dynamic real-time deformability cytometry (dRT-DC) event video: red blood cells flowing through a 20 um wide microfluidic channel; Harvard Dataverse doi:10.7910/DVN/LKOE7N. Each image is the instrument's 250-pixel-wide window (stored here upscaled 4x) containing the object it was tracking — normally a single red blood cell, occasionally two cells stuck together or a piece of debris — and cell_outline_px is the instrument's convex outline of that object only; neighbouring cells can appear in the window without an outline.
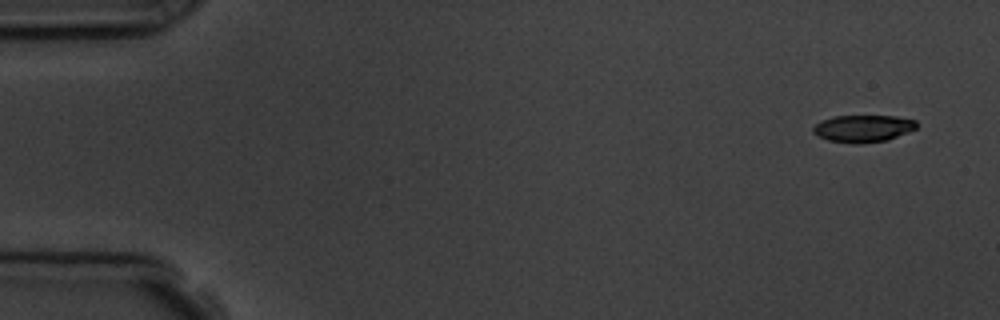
{"species": "common noctule bat (a hibernating species)", "species_latin": "Nyctalus noctula", "temperature_condition": "room temperature", "stored_images_in_passage": 8, "camera_frame_rate_fps": 3000, "um_per_image_px": 0.085, "animal": {"sex": "male", "body_mass_g": 19.5, "forearm_length_mm": 54.6}, "frame": {"image": 1, "passage_image": 1, "time_ms": 0.0, "image_size_px": [1000, 320], "cell_outline_px": [[916, 128], [888, 140], [860, 144], [856, 144], [828, 140], [812, 132], [812, 128], [820, 120], [832, 116], [896, 116], [916, 120]], "centroid_in_image_um": [73.34, 10.92], "position_along_channel_um": 11.7, "area_um2": 16.36}}
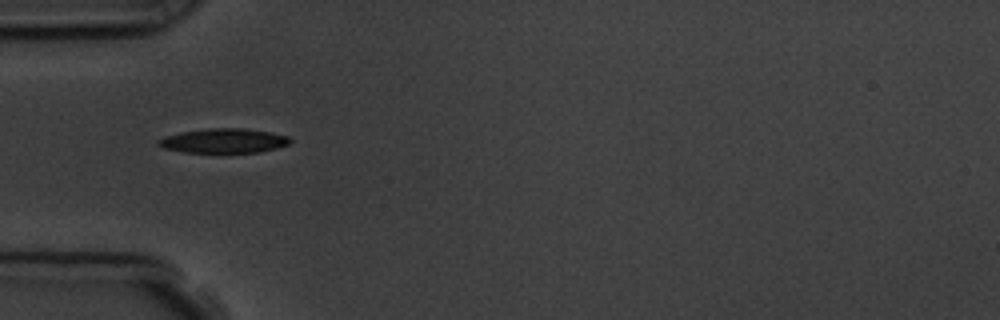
{"frame": {"image": 2, "passage_image": 5, "time_ms": 4.667, "image_size_px": [1000, 320], "cell_outline_px": [[292, 140], [288, 144], [276, 148], [256, 152], [184, 152], [164, 148], [156, 144], [156, 140], [164, 136], [180, 132], [212, 128], [244, 128], [268, 132], [288, 136]], "centroid_in_image_um": [18.97, 11.96], "position_along_channel_um": 66.0, "area_um2": 18.61}}